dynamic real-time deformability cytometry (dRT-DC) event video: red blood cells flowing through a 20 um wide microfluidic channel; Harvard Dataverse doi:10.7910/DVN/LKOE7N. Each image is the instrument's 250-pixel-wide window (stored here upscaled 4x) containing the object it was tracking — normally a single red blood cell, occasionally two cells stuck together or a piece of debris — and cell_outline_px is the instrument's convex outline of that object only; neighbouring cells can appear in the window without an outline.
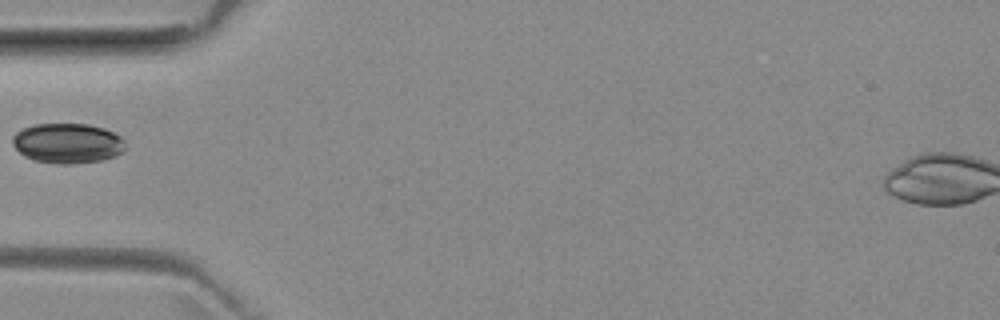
{"species": "common noctule bat (a hibernating species)", "species_latin": "Nyctalus noctula", "temperature_condition": "room temperature", "stored_images_in_passage": 5, "camera_frame_rate_fps": 3000, "um_per_image_px": 0.085, "animal": {"sex": "female", "body_mass_g": 29.2, "forearm_length_mm": 56.3}, "frame": {"image": 1, "passage_image": 1, "time_ms": 0.0, "image_size_px": [1000, 320], "cell_outline_px": [[124, 148], [120, 152], [112, 156], [100, 160], [72, 164], [56, 164], [32, 160], [24, 156], [12, 144], [12, 136], [16, 132], [32, 124], [88, 124], [104, 128], [120, 136], [124, 140]], "centroid_in_image_um": [5.69, 12.17], "position_along_channel_um": 79.3, "area_um2": 26.24}}